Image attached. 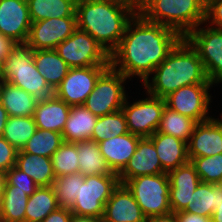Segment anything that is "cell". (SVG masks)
Masks as SVG:
<instances>
[{
    "label": "cell",
    "instance_id": "1",
    "mask_svg": "<svg viewBox=\"0 0 222 222\" xmlns=\"http://www.w3.org/2000/svg\"><path fill=\"white\" fill-rule=\"evenodd\" d=\"M182 38L171 27L147 21L137 12L110 53V66L128 79L139 76L144 83Z\"/></svg>",
    "mask_w": 222,
    "mask_h": 222
},
{
    "label": "cell",
    "instance_id": "2",
    "mask_svg": "<svg viewBox=\"0 0 222 222\" xmlns=\"http://www.w3.org/2000/svg\"><path fill=\"white\" fill-rule=\"evenodd\" d=\"M77 28L90 34L110 54L137 11L120 0L76 2Z\"/></svg>",
    "mask_w": 222,
    "mask_h": 222
},
{
    "label": "cell",
    "instance_id": "3",
    "mask_svg": "<svg viewBox=\"0 0 222 222\" xmlns=\"http://www.w3.org/2000/svg\"><path fill=\"white\" fill-rule=\"evenodd\" d=\"M152 74H155L152 80H145L143 86L147 90L146 93L159 98H165L183 86L212 84L207 78L197 51L184 37Z\"/></svg>",
    "mask_w": 222,
    "mask_h": 222
},
{
    "label": "cell",
    "instance_id": "4",
    "mask_svg": "<svg viewBox=\"0 0 222 222\" xmlns=\"http://www.w3.org/2000/svg\"><path fill=\"white\" fill-rule=\"evenodd\" d=\"M205 7L201 0H148L139 13L147 21L171 27L185 37L205 23Z\"/></svg>",
    "mask_w": 222,
    "mask_h": 222
},
{
    "label": "cell",
    "instance_id": "5",
    "mask_svg": "<svg viewBox=\"0 0 222 222\" xmlns=\"http://www.w3.org/2000/svg\"><path fill=\"white\" fill-rule=\"evenodd\" d=\"M0 80L25 90L36 99L54 95V91L38 72L34 62V50L26 43L17 44L2 62Z\"/></svg>",
    "mask_w": 222,
    "mask_h": 222
},
{
    "label": "cell",
    "instance_id": "6",
    "mask_svg": "<svg viewBox=\"0 0 222 222\" xmlns=\"http://www.w3.org/2000/svg\"><path fill=\"white\" fill-rule=\"evenodd\" d=\"M124 185L132 193L147 219L171 212L167 173L137 176L127 180Z\"/></svg>",
    "mask_w": 222,
    "mask_h": 222
},
{
    "label": "cell",
    "instance_id": "7",
    "mask_svg": "<svg viewBox=\"0 0 222 222\" xmlns=\"http://www.w3.org/2000/svg\"><path fill=\"white\" fill-rule=\"evenodd\" d=\"M119 184L118 174L85 176L80 182L79 195L69 209L78 216L100 219L104 215L105 203Z\"/></svg>",
    "mask_w": 222,
    "mask_h": 222
},
{
    "label": "cell",
    "instance_id": "8",
    "mask_svg": "<svg viewBox=\"0 0 222 222\" xmlns=\"http://www.w3.org/2000/svg\"><path fill=\"white\" fill-rule=\"evenodd\" d=\"M127 79L122 73L109 66L99 76L84 106L97 117L121 110L127 97L124 89Z\"/></svg>",
    "mask_w": 222,
    "mask_h": 222
},
{
    "label": "cell",
    "instance_id": "9",
    "mask_svg": "<svg viewBox=\"0 0 222 222\" xmlns=\"http://www.w3.org/2000/svg\"><path fill=\"white\" fill-rule=\"evenodd\" d=\"M54 50L70 68L110 66V54L90 34L79 28Z\"/></svg>",
    "mask_w": 222,
    "mask_h": 222
},
{
    "label": "cell",
    "instance_id": "10",
    "mask_svg": "<svg viewBox=\"0 0 222 222\" xmlns=\"http://www.w3.org/2000/svg\"><path fill=\"white\" fill-rule=\"evenodd\" d=\"M184 38L197 51L208 80L213 85L222 83V29L198 26Z\"/></svg>",
    "mask_w": 222,
    "mask_h": 222
},
{
    "label": "cell",
    "instance_id": "11",
    "mask_svg": "<svg viewBox=\"0 0 222 222\" xmlns=\"http://www.w3.org/2000/svg\"><path fill=\"white\" fill-rule=\"evenodd\" d=\"M149 97L129 103L125 99L122 111L126 117L128 132L141 138L150 137L160 124L165 99L148 94Z\"/></svg>",
    "mask_w": 222,
    "mask_h": 222
},
{
    "label": "cell",
    "instance_id": "12",
    "mask_svg": "<svg viewBox=\"0 0 222 222\" xmlns=\"http://www.w3.org/2000/svg\"><path fill=\"white\" fill-rule=\"evenodd\" d=\"M213 84H194L179 88L166 96V107L193 119L196 123L212 118L207 116L211 96L208 93Z\"/></svg>",
    "mask_w": 222,
    "mask_h": 222
},
{
    "label": "cell",
    "instance_id": "13",
    "mask_svg": "<svg viewBox=\"0 0 222 222\" xmlns=\"http://www.w3.org/2000/svg\"><path fill=\"white\" fill-rule=\"evenodd\" d=\"M109 66L70 68L67 76L54 90V95L69 106L84 105L88 95L95 88L99 76Z\"/></svg>",
    "mask_w": 222,
    "mask_h": 222
},
{
    "label": "cell",
    "instance_id": "14",
    "mask_svg": "<svg viewBox=\"0 0 222 222\" xmlns=\"http://www.w3.org/2000/svg\"><path fill=\"white\" fill-rule=\"evenodd\" d=\"M77 29L76 17L32 22L26 44L33 50H53Z\"/></svg>",
    "mask_w": 222,
    "mask_h": 222
},
{
    "label": "cell",
    "instance_id": "15",
    "mask_svg": "<svg viewBox=\"0 0 222 222\" xmlns=\"http://www.w3.org/2000/svg\"><path fill=\"white\" fill-rule=\"evenodd\" d=\"M32 21L27 0H0V33L17 44L27 42Z\"/></svg>",
    "mask_w": 222,
    "mask_h": 222
},
{
    "label": "cell",
    "instance_id": "16",
    "mask_svg": "<svg viewBox=\"0 0 222 222\" xmlns=\"http://www.w3.org/2000/svg\"><path fill=\"white\" fill-rule=\"evenodd\" d=\"M187 148L189 160L222 153V119L196 123Z\"/></svg>",
    "mask_w": 222,
    "mask_h": 222
},
{
    "label": "cell",
    "instance_id": "17",
    "mask_svg": "<svg viewBox=\"0 0 222 222\" xmlns=\"http://www.w3.org/2000/svg\"><path fill=\"white\" fill-rule=\"evenodd\" d=\"M170 183V206L174 213L183 211L201 179L194 165L189 161L167 173Z\"/></svg>",
    "mask_w": 222,
    "mask_h": 222
},
{
    "label": "cell",
    "instance_id": "18",
    "mask_svg": "<svg viewBox=\"0 0 222 222\" xmlns=\"http://www.w3.org/2000/svg\"><path fill=\"white\" fill-rule=\"evenodd\" d=\"M166 173L149 137L140 138L136 150L125 168L118 174L120 184L141 175Z\"/></svg>",
    "mask_w": 222,
    "mask_h": 222
},
{
    "label": "cell",
    "instance_id": "19",
    "mask_svg": "<svg viewBox=\"0 0 222 222\" xmlns=\"http://www.w3.org/2000/svg\"><path fill=\"white\" fill-rule=\"evenodd\" d=\"M103 218L109 222H147L132 193L119 184L107 200Z\"/></svg>",
    "mask_w": 222,
    "mask_h": 222
},
{
    "label": "cell",
    "instance_id": "20",
    "mask_svg": "<svg viewBox=\"0 0 222 222\" xmlns=\"http://www.w3.org/2000/svg\"><path fill=\"white\" fill-rule=\"evenodd\" d=\"M141 137L130 132L98 143L102 156L110 169L119 174L133 156Z\"/></svg>",
    "mask_w": 222,
    "mask_h": 222
},
{
    "label": "cell",
    "instance_id": "21",
    "mask_svg": "<svg viewBox=\"0 0 222 222\" xmlns=\"http://www.w3.org/2000/svg\"><path fill=\"white\" fill-rule=\"evenodd\" d=\"M71 106L55 95L39 100L33 114L37 129L59 132L65 127Z\"/></svg>",
    "mask_w": 222,
    "mask_h": 222
},
{
    "label": "cell",
    "instance_id": "22",
    "mask_svg": "<svg viewBox=\"0 0 222 222\" xmlns=\"http://www.w3.org/2000/svg\"><path fill=\"white\" fill-rule=\"evenodd\" d=\"M149 138L154 143L162 168L166 173L190 161L187 142L157 131Z\"/></svg>",
    "mask_w": 222,
    "mask_h": 222
},
{
    "label": "cell",
    "instance_id": "23",
    "mask_svg": "<svg viewBox=\"0 0 222 222\" xmlns=\"http://www.w3.org/2000/svg\"><path fill=\"white\" fill-rule=\"evenodd\" d=\"M97 119L84 105L71 106L62 131L63 141L77 143L91 139Z\"/></svg>",
    "mask_w": 222,
    "mask_h": 222
},
{
    "label": "cell",
    "instance_id": "24",
    "mask_svg": "<svg viewBox=\"0 0 222 222\" xmlns=\"http://www.w3.org/2000/svg\"><path fill=\"white\" fill-rule=\"evenodd\" d=\"M38 102V99L25 90L0 80V103L8 116H33Z\"/></svg>",
    "mask_w": 222,
    "mask_h": 222
},
{
    "label": "cell",
    "instance_id": "25",
    "mask_svg": "<svg viewBox=\"0 0 222 222\" xmlns=\"http://www.w3.org/2000/svg\"><path fill=\"white\" fill-rule=\"evenodd\" d=\"M16 166L40 186H52L56 177L51 158L26 152H18Z\"/></svg>",
    "mask_w": 222,
    "mask_h": 222
},
{
    "label": "cell",
    "instance_id": "26",
    "mask_svg": "<svg viewBox=\"0 0 222 222\" xmlns=\"http://www.w3.org/2000/svg\"><path fill=\"white\" fill-rule=\"evenodd\" d=\"M34 62L38 72L45 78L54 91L67 76L70 67L58 53L53 50H34Z\"/></svg>",
    "mask_w": 222,
    "mask_h": 222
},
{
    "label": "cell",
    "instance_id": "27",
    "mask_svg": "<svg viewBox=\"0 0 222 222\" xmlns=\"http://www.w3.org/2000/svg\"><path fill=\"white\" fill-rule=\"evenodd\" d=\"M221 201L222 184L200 182L183 211L211 218Z\"/></svg>",
    "mask_w": 222,
    "mask_h": 222
},
{
    "label": "cell",
    "instance_id": "28",
    "mask_svg": "<svg viewBox=\"0 0 222 222\" xmlns=\"http://www.w3.org/2000/svg\"><path fill=\"white\" fill-rule=\"evenodd\" d=\"M79 173L84 176L117 174L114 173L102 156L98 143L89 139L77 142Z\"/></svg>",
    "mask_w": 222,
    "mask_h": 222
},
{
    "label": "cell",
    "instance_id": "29",
    "mask_svg": "<svg viewBox=\"0 0 222 222\" xmlns=\"http://www.w3.org/2000/svg\"><path fill=\"white\" fill-rule=\"evenodd\" d=\"M35 191L4 186L3 199L0 202V222H25L27 201Z\"/></svg>",
    "mask_w": 222,
    "mask_h": 222
},
{
    "label": "cell",
    "instance_id": "30",
    "mask_svg": "<svg viewBox=\"0 0 222 222\" xmlns=\"http://www.w3.org/2000/svg\"><path fill=\"white\" fill-rule=\"evenodd\" d=\"M58 207L53 186H40L28 198L25 222H42Z\"/></svg>",
    "mask_w": 222,
    "mask_h": 222
},
{
    "label": "cell",
    "instance_id": "31",
    "mask_svg": "<svg viewBox=\"0 0 222 222\" xmlns=\"http://www.w3.org/2000/svg\"><path fill=\"white\" fill-rule=\"evenodd\" d=\"M32 22L49 18L76 17L74 0H27Z\"/></svg>",
    "mask_w": 222,
    "mask_h": 222
},
{
    "label": "cell",
    "instance_id": "32",
    "mask_svg": "<svg viewBox=\"0 0 222 222\" xmlns=\"http://www.w3.org/2000/svg\"><path fill=\"white\" fill-rule=\"evenodd\" d=\"M196 122L165 106L157 132L188 142Z\"/></svg>",
    "mask_w": 222,
    "mask_h": 222
},
{
    "label": "cell",
    "instance_id": "33",
    "mask_svg": "<svg viewBox=\"0 0 222 222\" xmlns=\"http://www.w3.org/2000/svg\"><path fill=\"white\" fill-rule=\"evenodd\" d=\"M36 130L33 116H9L2 137L20 151Z\"/></svg>",
    "mask_w": 222,
    "mask_h": 222
},
{
    "label": "cell",
    "instance_id": "34",
    "mask_svg": "<svg viewBox=\"0 0 222 222\" xmlns=\"http://www.w3.org/2000/svg\"><path fill=\"white\" fill-rule=\"evenodd\" d=\"M63 142L61 133L37 129L26 142L22 150L18 152H26L51 158Z\"/></svg>",
    "mask_w": 222,
    "mask_h": 222
},
{
    "label": "cell",
    "instance_id": "35",
    "mask_svg": "<svg viewBox=\"0 0 222 222\" xmlns=\"http://www.w3.org/2000/svg\"><path fill=\"white\" fill-rule=\"evenodd\" d=\"M126 133H128L126 117L121 109L117 112L98 117L91 140L99 143Z\"/></svg>",
    "mask_w": 222,
    "mask_h": 222
},
{
    "label": "cell",
    "instance_id": "36",
    "mask_svg": "<svg viewBox=\"0 0 222 222\" xmlns=\"http://www.w3.org/2000/svg\"><path fill=\"white\" fill-rule=\"evenodd\" d=\"M85 176L81 173H73L56 177L53 188L59 207L70 208L80 191V182L84 181Z\"/></svg>",
    "mask_w": 222,
    "mask_h": 222
},
{
    "label": "cell",
    "instance_id": "37",
    "mask_svg": "<svg viewBox=\"0 0 222 222\" xmlns=\"http://www.w3.org/2000/svg\"><path fill=\"white\" fill-rule=\"evenodd\" d=\"M55 177L79 172L76 143L63 142L51 156Z\"/></svg>",
    "mask_w": 222,
    "mask_h": 222
},
{
    "label": "cell",
    "instance_id": "38",
    "mask_svg": "<svg viewBox=\"0 0 222 222\" xmlns=\"http://www.w3.org/2000/svg\"><path fill=\"white\" fill-rule=\"evenodd\" d=\"M190 162L194 165L201 182L222 184V153L192 158Z\"/></svg>",
    "mask_w": 222,
    "mask_h": 222
},
{
    "label": "cell",
    "instance_id": "39",
    "mask_svg": "<svg viewBox=\"0 0 222 222\" xmlns=\"http://www.w3.org/2000/svg\"><path fill=\"white\" fill-rule=\"evenodd\" d=\"M16 186L20 190H36L39 186L16 165L6 172V185Z\"/></svg>",
    "mask_w": 222,
    "mask_h": 222
},
{
    "label": "cell",
    "instance_id": "40",
    "mask_svg": "<svg viewBox=\"0 0 222 222\" xmlns=\"http://www.w3.org/2000/svg\"><path fill=\"white\" fill-rule=\"evenodd\" d=\"M18 150L0 136V169L7 172L16 165Z\"/></svg>",
    "mask_w": 222,
    "mask_h": 222
},
{
    "label": "cell",
    "instance_id": "41",
    "mask_svg": "<svg viewBox=\"0 0 222 222\" xmlns=\"http://www.w3.org/2000/svg\"><path fill=\"white\" fill-rule=\"evenodd\" d=\"M211 21V22H210ZM222 29V0H212L205 7V23Z\"/></svg>",
    "mask_w": 222,
    "mask_h": 222
},
{
    "label": "cell",
    "instance_id": "42",
    "mask_svg": "<svg viewBox=\"0 0 222 222\" xmlns=\"http://www.w3.org/2000/svg\"><path fill=\"white\" fill-rule=\"evenodd\" d=\"M72 212L69 208L58 207L50 213L42 222H71Z\"/></svg>",
    "mask_w": 222,
    "mask_h": 222
},
{
    "label": "cell",
    "instance_id": "43",
    "mask_svg": "<svg viewBox=\"0 0 222 222\" xmlns=\"http://www.w3.org/2000/svg\"><path fill=\"white\" fill-rule=\"evenodd\" d=\"M17 45L11 38L0 33V60L3 62L9 52Z\"/></svg>",
    "mask_w": 222,
    "mask_h": 222
},
{
    "label": "cell",
    "instance_id": "44",
    "mask_svg": "<svg viewBox=\"0 0 222 222\" xmlns=\"http://www.w3.org/2000/svg\"><path fill=\"white\" fill-rule=\"evenodd\" d=\"M178 222H211V218L185 211L176 213Z\"/></svg>",
    "mask_w": 222,
    "mask_h": 222
},
{
    "label": "cell",
    "instance_id": "45",
    "mask_svg": "<svg viewBox=\"0 0 222 222\" xmlns=\"http://www.w3.org/2000/svg\"><path fill=\"white\" fill-rule=\"evenodd\" d=\"M147 222H178V219L176 213L171 211L167 214L149 217Z\"/></svg>",
    "mask_w": 222,
    "mask_h": 222
},
{
    "label": "cell",
    "instance_id": "46",
    "mask_svg": "<svg viewBox=\"0 0 222 222\" xmlns=\"http://www.w3.org/2000/svg\"><path fill=\"white\" fill-rule=\"evenodd\" d=\"M8 117L9 116L7 114L6 109L0 103V136L3 135L4 128H5Z\"/></svg>",
    "mask_w": 222,
    "mask_h": 222
},
{
    "label": "cell",
    "instance_id": "47",
    "mask_svg": "<svg viewBox=\"0 0 222 222\" xmlns=\"http://www.w3.org/2000/svg\"><path fill=\"white\" fill-rule=\"evenodd\" d=\"M133 7L137 12L147 3L148 0H120Z\"/></svg>",
    "mask_w": 222,
    "mask_h": 222
},
{
    "label": "cell",
    "instance_id": "48",
    "mask_svg": "<svg viewBox=\"0 0 222 222\" xmlns=\"http://www.w3.org/2000/svg\"><path fill=\"white\" fill-rule=\"evenodd\" d=\"M71 222H99V219L96 217L78 216V215L73 214L71 218Z\"/></svg>",
    "mask_w": 222,
    "mask_h": 222
},
{
    "label": "cell",
    "instance_id": "49",
    "mask_svg": "<svg viewBox=\"0 0 222 222\" xmlns=\"http://www.w3.org/2000/svg\"><path fill=\"white\" fill-rule=\"evenodd\" d=\"M211 222H222V201L211 216Z\"/></svg>",
    "mask_w": 222,
    "mask_h": 222
},
{
    "label": "cell",
    "instance_id": "50",
    "mask_svg": "<svg viewBox=\"0 0 222 222\" xmlns=\"http://www.w3.org/2000/svg\"><path fill=\"white\" fill-rule=\"evenodd\" d=\"M5 185H6V172L0 169V202L3 199Z\"/></svg>",
    "mask_w": 222,
    "mask_h": 222
},
{
    "label": "cell",
    "instance_id": "51",
    "mask_svg": "<svg viewBox=\"0 0 222 222\" xmlns=\"http://www.w3.org/2000/svg\"><path fill=\"white\" fill-rule=\"evenodd\" d=\"M205 5H207L212 0H201Z\"/></svg>",
    "mask_w": 222,
    "mask_h": 222
},
{
    "label": "cell",
    "instance_id": "52",
    "mask_svg": "<svg viewBox=\"0 0 222 222\" xmlns=\"http://www.w3.org/2000/svg\"><path fill=\"white\" fill-rule=\"evenodd\" d=\"M99 222H109L107 220H105L103 217L99 219Z\"/></svg>",
    "mask_w": 222,
    "mask_h": 222
},
{
    "label": "cell",
    "instance_id": "53",
    "mask_svg": "<svg viewBox=\"0 0 222 222\" xmlns=\"http://www.w3.org/2000/svg\"><path fill=\"white\" fill-rule=\"evenodd\" d=\"M1 69H2V61L0 60V73H1Z\"/></svg>",
    "mask_w": 222,
    "mask_h": 222
}]
</instances>
